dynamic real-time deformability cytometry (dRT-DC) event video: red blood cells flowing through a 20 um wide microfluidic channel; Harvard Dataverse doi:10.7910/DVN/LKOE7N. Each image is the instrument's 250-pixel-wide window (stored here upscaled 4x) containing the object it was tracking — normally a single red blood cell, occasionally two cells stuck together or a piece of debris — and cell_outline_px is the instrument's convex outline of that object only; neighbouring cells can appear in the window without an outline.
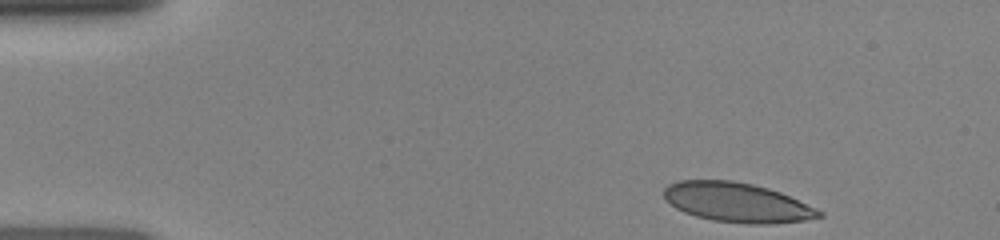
{"species": "human", "species_latin": "Homo sapiens", "temperature_condition": "room temperature", "stored_images_in_passage": 43, "camera_frame_rate_fps": 3000, "um_per_image_px": 0.085, "donor": {"sex": "female"}, "frame": {"image": 1, "passage_image": 1, "time_ms": 0.0, "image_size_px": [1000, 240], "cell_outline_px": [[824, 216], [804, 220], [772, 224], [748, 224], [712, 220], [696, 216], [684, 212], [676, 208], [664, 200], [664, 188], [668, 184], [680, 180], [732, 180], [752, 184], [768, 188], [780, 192], [816, 208], [824, 212]], "centroid_in_image_um": [62.63, 17.21], "position_along_channel_um": 22.4, "area_um2": 35.78}}
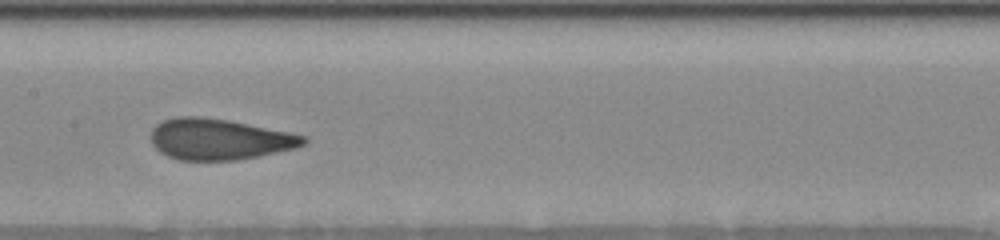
{"frame": {"image": 2, "passage_image": 19, "time_ms": 6.0, "image_size_px": [1000, 240], "cell_outline_px": [[308, 140], [304, 144], [296, 148], [236, 160], [180, 160], [168, 156], [160, 152], [152, 144], [152, 128], [156, 124], [164, 120], [176, 116], [200, 116], [228, 120], [292, 132], [308, 136]], "centroid_in_image_um": [18.66, 11.82], "position_along_channel_um": 188.7, "area_um2": 36.53}}
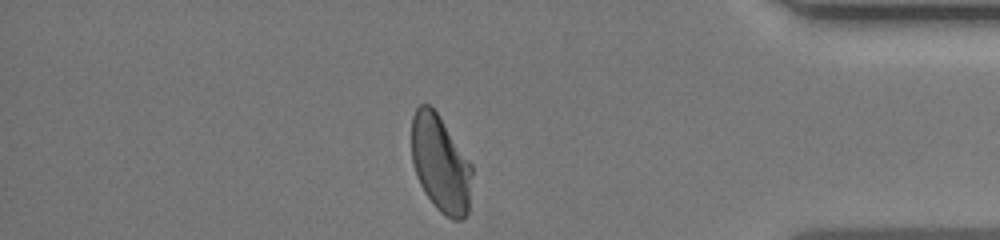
{"frame": {"image": 3, "passage_image": 36, "time_ms": 11.667, "image_size_px": [1000, 240], "cell_outline_px": [[472, 176], [468, 212], [460, 220], [452, 220], [440, 212], [436, 208], [424, 192], [416, 176], [412, 164], [412, 116], [416, 108], [420, 104], [428, 104], [436, 112], [472, 164]], "centroid_in_image_um": [37.44, 13.94], "position_along_channel_um": 397.8, "area_um2": 34.04}}